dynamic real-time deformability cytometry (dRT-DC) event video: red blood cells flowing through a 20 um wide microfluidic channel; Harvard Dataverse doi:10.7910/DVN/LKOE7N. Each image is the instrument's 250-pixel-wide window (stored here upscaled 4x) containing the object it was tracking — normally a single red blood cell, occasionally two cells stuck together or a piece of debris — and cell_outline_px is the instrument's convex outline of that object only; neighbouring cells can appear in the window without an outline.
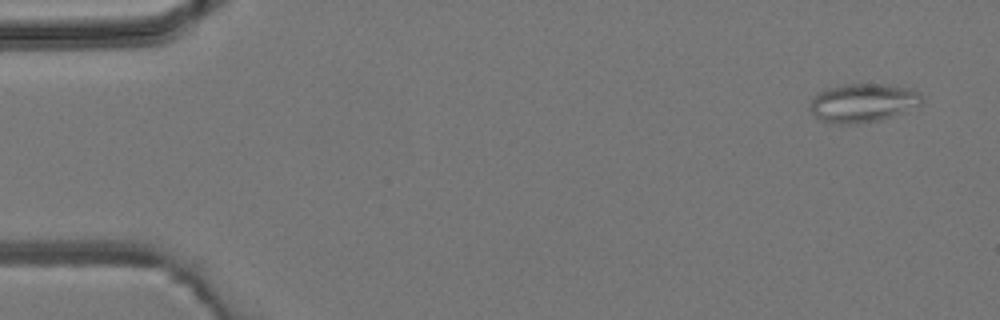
{"species": "common noctule bat (a hibernating species)", "species_latin": "Nyctalus noctula", "temperature_condition": "room temperature", "stored_images_in_passage": 3, "camera_frame_rate_fps": 3000, "um_per_image_px": 0.085, "animal": {"sex": "male", "body_mass_g": 19.2, "forearm_length_mm": 51.8}, "frame": {"image": 1, "passage_image": 1, "time_ms": 0.0, "image_size_px": [1000, 320], "cell_outline_px": [[924, 100], [920, 104], [892, 116], [880, 120], [856, 124], [836, 124], [820, 120], [808, 108], [816, 92], [824, 88], [840, 84], [884, 84], [908, 88], [916, 92]], "centroid_in_image_um": [73.26, 8.74], "position_along_channel_um": 11.7, "area_um2": 25.2}}